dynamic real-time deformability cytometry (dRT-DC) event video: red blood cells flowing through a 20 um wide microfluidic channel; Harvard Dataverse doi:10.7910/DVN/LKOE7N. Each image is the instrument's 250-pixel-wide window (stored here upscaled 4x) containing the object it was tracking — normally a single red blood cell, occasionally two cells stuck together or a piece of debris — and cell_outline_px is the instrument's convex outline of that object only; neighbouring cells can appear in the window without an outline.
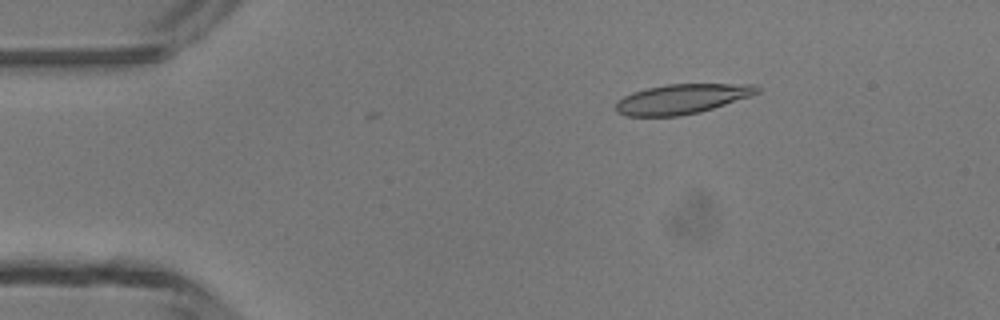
{"species": "common noctule bat (a hibernating species)", "species_latin": "Nyctalus noctula", "temperature_condition": "room temperature", "stored_images_in_passage": 5, "camera_frame_rate_fps": 3000, "um_per_image_px": 0.085, "animal": {"sex": "male", "body_mass_g": 13.3}, "frame": {"image": 1, "passage_image": 2, "time_ms": 1.333, "image_size_px": [1000, 320], "cell_outline_px": [[760, 92], [752, 96], [700, 112], [680, 116], [624, 116], [616, 112], [616, 100], [632, 92], [664, 84], [756, 84], [760, 88]], "centroid_in_image_um": [57.97, 8.41], "position_along_channel_um": 27.0, "area_um2": 24.74}}
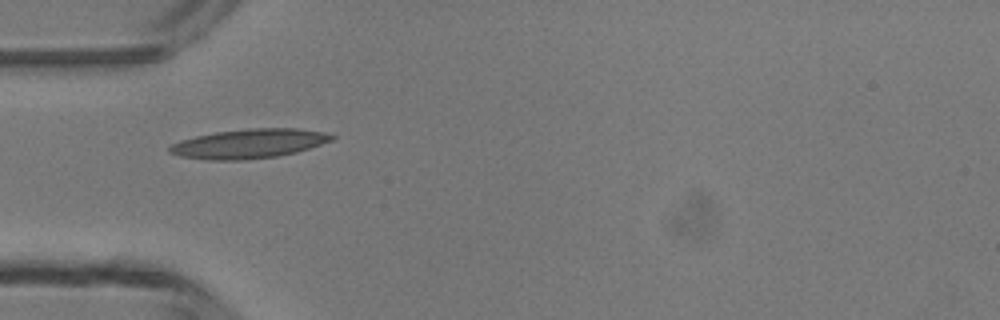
{"frame": {"image": 2, "passage_image": 4, "time_ms": 3.667, "image_size_px": [1000, 320], "cell_outline_px": [[336, 136], [332, 140], [296, 152], [276, 156], [240, 160], [208, 160], [180, 156], [168, 152], [168, 148], [172, 144], [180, 140], [196, 136], [216, 132], [248, 128], [296, 128], [324, 132]], "centroid_in_image_um": [21.13, 12.2], "position_along_channel_um": 63.9, "area_um2": 27.51}}
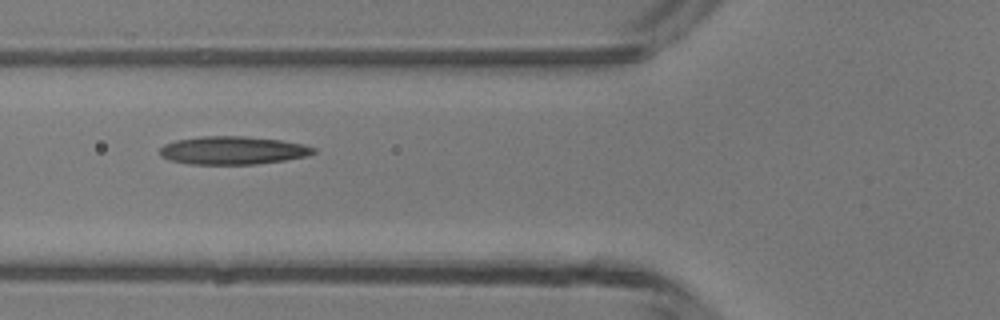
{"frame": {"image": 3, "passage_image": 5, "time_ms": 4.667, "image_size_px": [1000, 320], "cell_outline_px": [[316, 152], [304, 156], [284, 160], [256, 164], [192, 164], [172, 160], [160, 156], [160, 148], [164, 144], [176, 140], [200, 136], [244, 136], [280, 140], [304, 144], [316, 148]], "centroid_in_image_um": [19.78, 12.77], "position_along_channel_um": 106.0, "area_um2": 25.03}}